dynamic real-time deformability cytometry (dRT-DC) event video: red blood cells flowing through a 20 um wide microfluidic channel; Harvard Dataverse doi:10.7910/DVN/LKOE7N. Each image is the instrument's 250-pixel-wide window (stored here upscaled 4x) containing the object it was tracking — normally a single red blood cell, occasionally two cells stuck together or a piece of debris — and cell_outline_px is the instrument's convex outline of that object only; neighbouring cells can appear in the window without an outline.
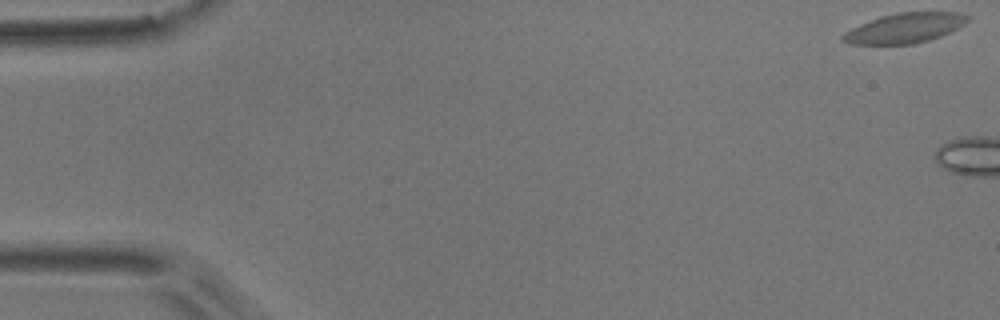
{"species": "common noctule bat (a hibernating species)", "species_latin": "Nyctalus noctula", "temperature_condition": "room temperature", "stored_images_in_passage": 4, "camera_frame_rate_fps": 3000, "um_per_image_px": 0.085, "animal": {"sex": "male", "body_mass_g": 17.9}, "frame": {"image": 1, "passage_image": 1, "time_ms": 0.0, "image_size_px": [1000, 320], "cell_outline_px": [[972, 16], [964, 24], [940, 36], [928, 40], [912, 44], [848, 44], [840, 40], [840, 36], [844, 32], [860, 24], [880, 16], [896, 12], [960, 12]], "centroid_in_image_um": [76.88, 2.38], "position_along_channel_um": 8.1, "area_um2": 21.79}}